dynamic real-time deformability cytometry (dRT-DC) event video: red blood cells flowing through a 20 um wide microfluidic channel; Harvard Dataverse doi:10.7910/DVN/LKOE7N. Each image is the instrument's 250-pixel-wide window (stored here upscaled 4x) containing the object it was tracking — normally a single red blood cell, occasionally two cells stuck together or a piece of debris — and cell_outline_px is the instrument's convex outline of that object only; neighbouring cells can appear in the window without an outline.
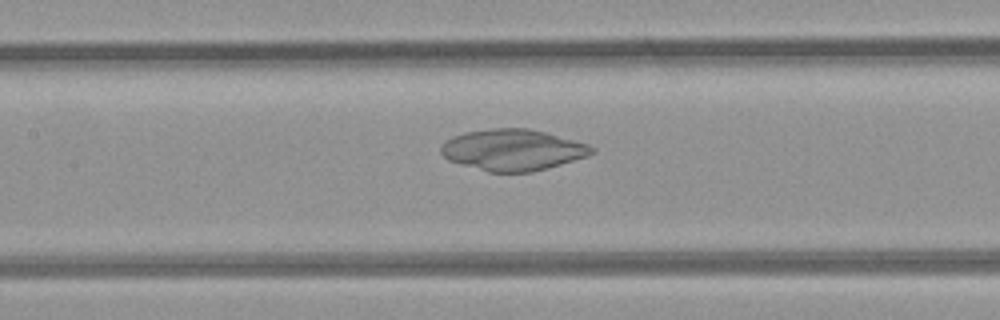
{"species": "common noctule bat (a hibernating species)", "species_latin": "Nyctalus noctula", "temperature_condition": "room temperature", "stored_images_in_passage": 49, "camera_frame_rate_fps": 3000, "um_per_image_px": 0.085, "animal": {"sex": "female", "body_mass_g": 21.9}, "frame": {"image": 1, "passage_image": 23, "time_ms": 7.333, "image_size_px": [1000, 320], "cell_outline_px": [[596, 152], [588, 156], [548, 168], [532, 172], [488, 172], [460, 164], [448, 160], [440, 152], [440, 144], [452, 136], [464, 132], [492, 128], [528, 128], [544, 132], [588, 144], [596, 148]], "centroid_in_image_um": [43.57, 12.74], "position_along_channel_um": 163.8, "area_um2": 36.41}}
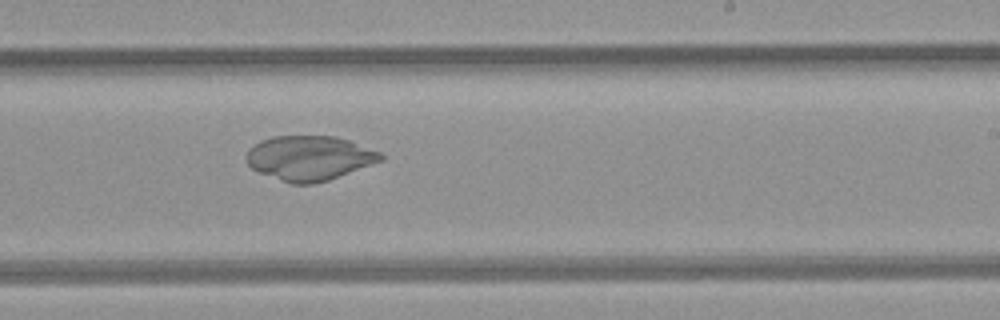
{"frame": {"image": 2, "passage_image": 30, "time_ms": 9.667, "image_size_px": [1000, 320], "cell_outline_px": [[384, 160], [328, 180], [312, 184], [292, 184], [256, 172], [248, 164], [244, 156], [248, 148], [260, 140], [272, 136], [336, 136], [348, 140], [380, 152], [384, 156]], "centroid_in_image_um": [26.25, 13.43], "position_along_channel_um": 262.8, "area_um2": 35.14}}
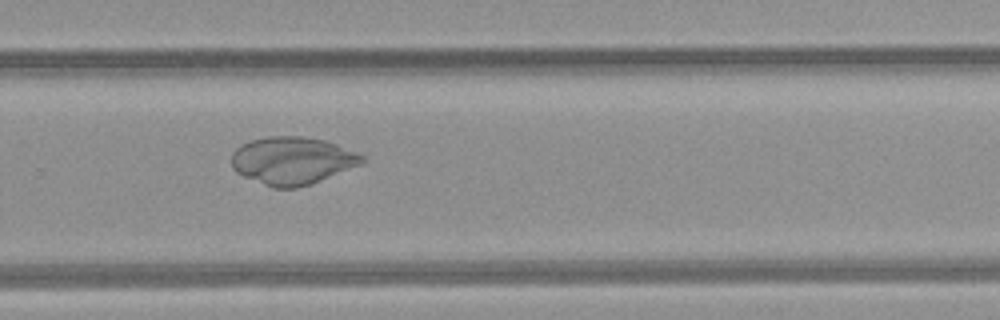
{"frame": {"image": 3, "passage_image": 33, "time_ms": 10.667, "image_size_px": [1000, 320], "cell_outline_px": [[364, 160], [360, 164], [312, 184], [296, 188], [272, 188], [244, 176], [236, 172], [232, 168], [232, 152], [240, 144], [252, 140], [268, 136], [300, 136], [324, 140], [336, 144], [356, 152], [364, 156]], "centroid_in_image_um": [24.81, 13.65], "position_along_channel_um": 305.0, "area_um2": 36.13}}